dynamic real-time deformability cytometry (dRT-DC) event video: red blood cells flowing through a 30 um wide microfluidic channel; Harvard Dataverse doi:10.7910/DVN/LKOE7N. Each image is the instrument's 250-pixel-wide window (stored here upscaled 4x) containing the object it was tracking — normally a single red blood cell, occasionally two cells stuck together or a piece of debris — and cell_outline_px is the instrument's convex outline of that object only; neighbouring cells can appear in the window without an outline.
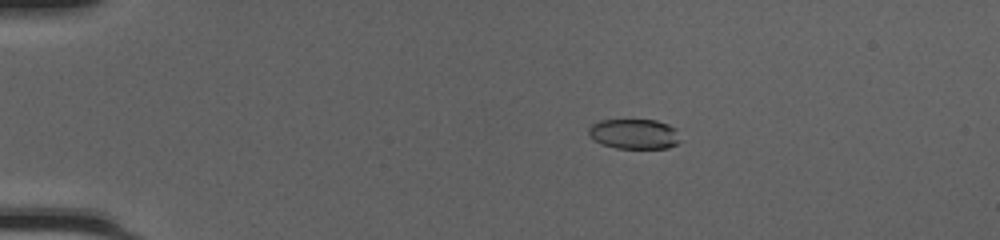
{"species": "common noctule bat (a hibernating species)", "species_latin": "Nyctalus noctula", "temperature_condition": "cold", "stored_images_in_passage": 51, "camera_frame_rate_fps": 3000, "um_per_image_px": 0.085, "animal": {"sex": "female", "body_mass_g": 20.0, "forearm_length_mm": 54.0}, "frame": {"image": 1, "passage_image": 11, "time_ms": 3.333, "image_size_px": [1000, 240], "cell_outline_px": [[680, 140], [676, 144], [668, 148], [616, 148], [600, 144], [592, 140], [588, 136], [588, 128], [592, 124], [600, 120], [656, 120], [668, 124], [676, 128]], "centroid_in_image_um": [53.87, 11.39], "position_along_channel_um": 31.1, "area_um2": 16.24}}
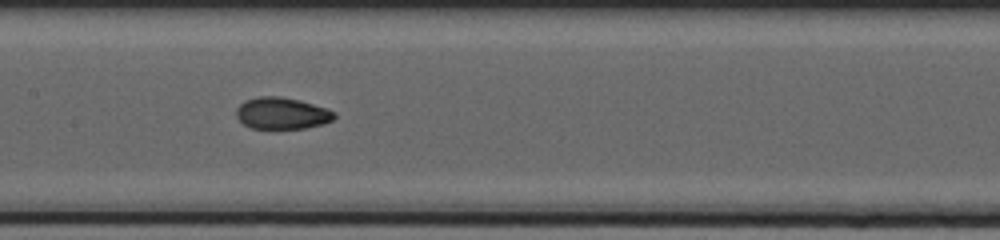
{"frame": {"image": 2, "passage_image": 27, "time_ms": 8.667, "image_size_px": [1000, 240], "cell_outline_px": [[336, 116], [332, 120], [324, 124], [304, 128], [252, 128], [244, 124], [236, 116], [236, 108], [244, 100], [260, 96], [280, 96], [300, 100], [328, 108], [336, 112]], "centroid_in_image_um": [23.98, 9.61], "position_along_channel_um": 183.4, "area_um2": 18.21}}
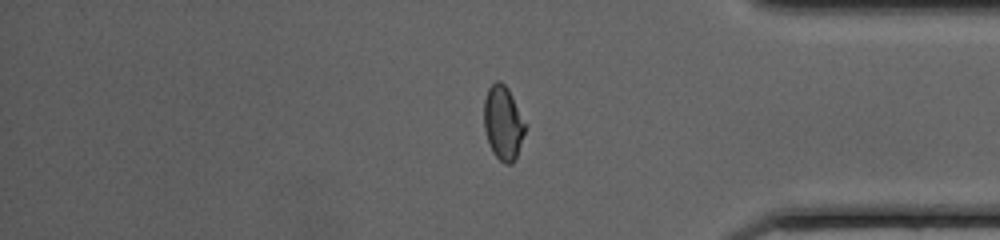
{"frame": {"image": 3, "passage_image": 43, "time_ms": 14.0, "image_size_px": [1000, 240], "cell_outline_px": [[528, 124], [516, 156], [512, 164], [504, 164], [492, 152], [488, 144], [484, 128], [484, 100], [488, 88], [496, 80], [500, 80], [508, 88]], "centroid_in_image_um": [42.78, 10.43], "position_along_channel_um": 392.4, "area_um2": 18.09}, "authors_computed_cell_mechanics": {"area_um2": 17.8602, "velocity_mm_per_s": 4.2212, "shape_relaxation_time_tau1_ms": 5.74, "shape_relaxation_time_tau2_ms": 1.513, "deformation_change_tau1": 0.1855, "deformation_change_tau2": 0.0417}}